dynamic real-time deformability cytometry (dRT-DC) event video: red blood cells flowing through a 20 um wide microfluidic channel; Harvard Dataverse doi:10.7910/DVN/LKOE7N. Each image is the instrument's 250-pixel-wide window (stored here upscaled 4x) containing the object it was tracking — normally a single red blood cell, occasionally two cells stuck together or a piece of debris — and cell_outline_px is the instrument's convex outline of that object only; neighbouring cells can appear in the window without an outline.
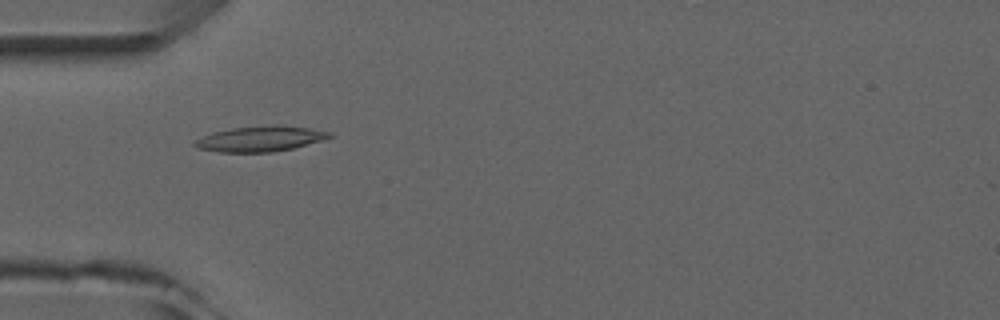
{"species": "common noctule bat (a hibernating species)", "species_latin": "Nyctalus noctula", "temperature_condition": "room temperature", "stored_images_in_passage": 5, "camera_frame_rate_fps": 3000, "um_per_image_px": 0.085, "animal": {"sex": "male", "forearm_length_mm": 52.5}, "frame": {"image": 1, "passage_image": 3, "time_ms": 2.333, "image_size_px": [1000, 320], "cell_outline_px": [[332, 136], [320, 140], [292, 148], [272, 152], [220, 152], [196, 148], [192, 144], [196, 140], [212, 132], [232, 128], [276, 124], [308, 128], [332, 132]], "centroid_in_image_um": [22.08, 11.79], "position_along_channel_um": 62.9, "area_um2": 19.77}}
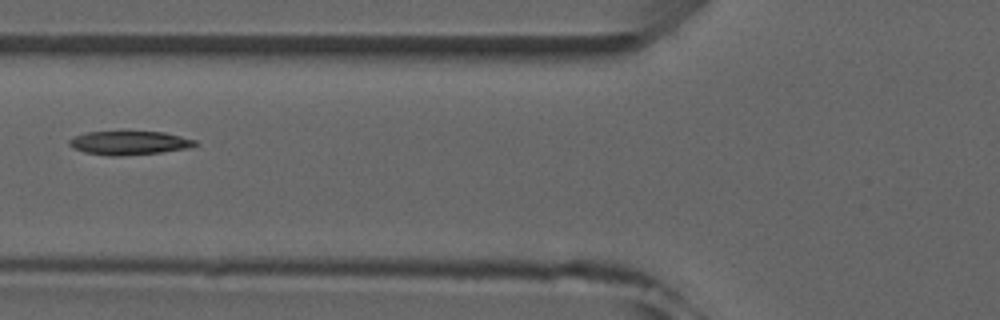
{"frame": {"image": 2, "passage_image": 4, "time_ms": 3.667, "image_size_px": [1000, 320], "cell_outline_px": [[200, 144], [188, 148], [160, 152], [120, 156], [108, 156], [84, 152], [72, 148], [68, 144], [68, 140], [76, 136], [88, 132], [164, 132], [196, 140]], "centroid_in_image_um": [10.99, 12.15], "position_along_channel_um": 114.8, "area_um2": 17.34}}
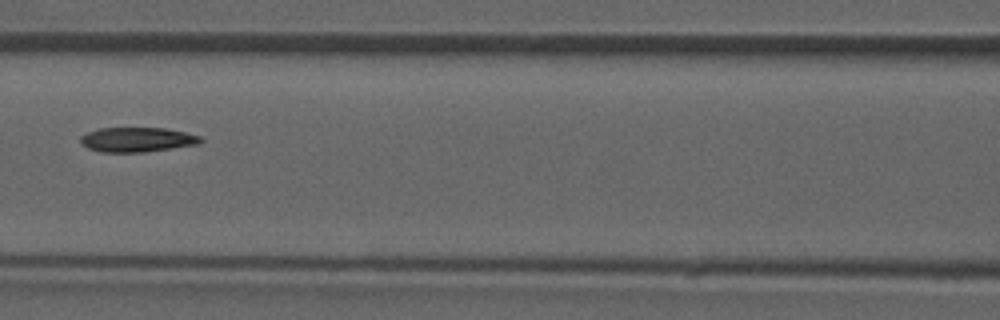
{"frame": {"image": 3, "passage_image": 5, "time_ms": 4.667, "image_size_px": [1000, 320], "cell_outline_px": [[204, 140], [200, 144], [144, 152], [100, 152], [88, 148], [80, 144], [80, 136], [88, 132], [100, 128], [168, 128], [200, 136]], "centroid_in_image_um": [11.66, 11.87], "position_along_channel_um": 154.9, "area_um2": 17.34}}